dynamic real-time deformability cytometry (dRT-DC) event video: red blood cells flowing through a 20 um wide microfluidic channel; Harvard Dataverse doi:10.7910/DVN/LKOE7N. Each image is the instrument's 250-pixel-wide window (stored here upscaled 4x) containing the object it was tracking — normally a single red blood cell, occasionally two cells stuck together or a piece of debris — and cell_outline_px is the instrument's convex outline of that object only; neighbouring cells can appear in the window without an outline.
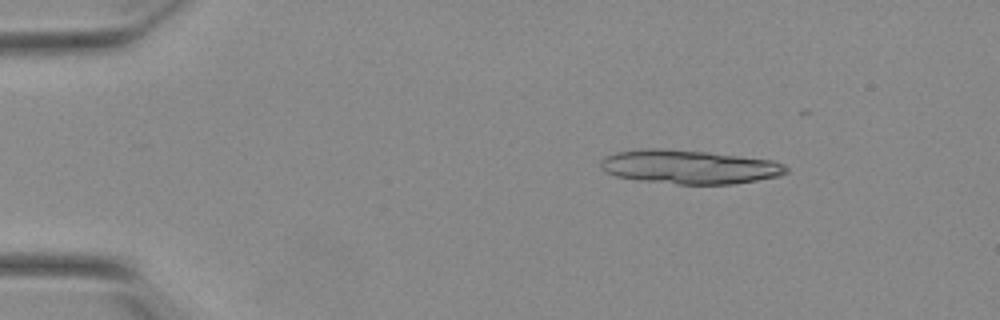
{"species": "Egyptian fruit bat (a non-hibernating species)", "species_latin": "Rousettus aegyptiacus", "temperature_condition": "warm", "stored_images_in_passage": 17, "camera_frame_rate_fps": 3000, "um_per_image_px": 0.085, "animal": {"sex": "female"}, "frame": {"image": 1, "passage_image": 8, "time_ms": 2.333, "image_size_px": [1000, 320], "cell_outline_px": [[788, 172], [780, 176], [732, 184], [676, 184], [636, 180], [616, 176], [600, 168], [600, 160], [604, 156], [616, 152], [640, 148], [664, 148], [708, 152], [772, 160], [784, 164], [788, 168]], "centroid_in_image_um": [58.56, 14.18], "position_along_channel_um": 26.4, "area_um2": 36.88}}